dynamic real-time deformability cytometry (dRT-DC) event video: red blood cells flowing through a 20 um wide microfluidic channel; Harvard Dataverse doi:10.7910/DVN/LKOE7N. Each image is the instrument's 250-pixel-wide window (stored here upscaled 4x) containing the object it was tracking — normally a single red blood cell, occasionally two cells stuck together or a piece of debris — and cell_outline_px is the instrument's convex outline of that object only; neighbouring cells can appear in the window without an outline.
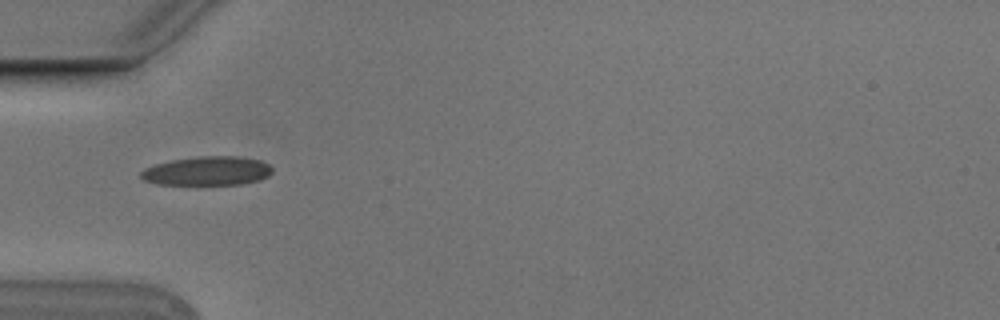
{"species": "Egyptian fruit bat (a non-hibernating species)", "species_latin": "Rousettus aegyptiacus", "temperature_condition": "cold", "stored_images_in_passage": 3, "camera_frame_rate_fps": 3000, "um_per_image_px": 0.085, "animal": {"sex": "male"}, "frame": {"image": 1, "passage_image": 1, "time_ms": 0.0, "image_size_px": [1000, 320], "cell_outline_px": [[272, 172], [268, 176], [260, 180], [240, 184], [156, 184], [144, 180], [140, 176], [140, 172], [144, 168], [156, 164], [172, 160], [196, 156], [236, 156], [260, 160], [268, 164], [272, 168]], "centroid_in_image_um": [17.62, 14.52], "position_along_channel_um": 67.4, "area_um2": 22.14}}
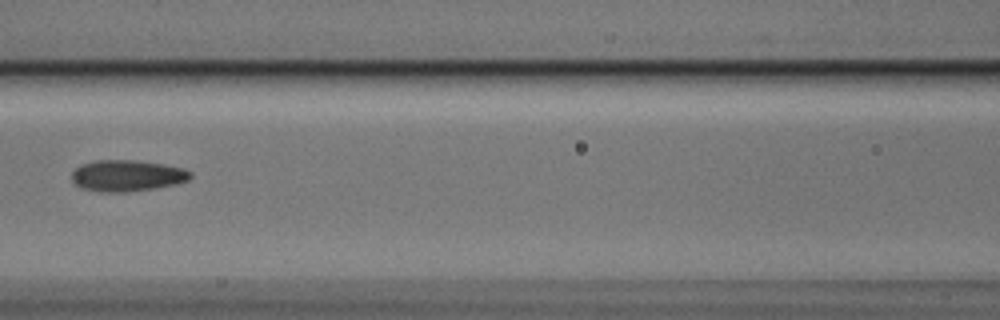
{"frame": {"image": 2, "passage_image": 3, "time_ms": 0.667, "image_size_px": [1000, 320], "cell_outline_px": [[192, 176], [188, 180], [176, 184], [152, 188], [124, 192], [100, 192], [80, 188], [72, 180], [72, 172], [80, 164], [92, 160], [136, 160], [164, 164], [184, 168], [192, 172]], "centroid_in_image_um": [10.79, 14.92], "position_along_channel_um": 155.8, "area_um2": 21.79}}